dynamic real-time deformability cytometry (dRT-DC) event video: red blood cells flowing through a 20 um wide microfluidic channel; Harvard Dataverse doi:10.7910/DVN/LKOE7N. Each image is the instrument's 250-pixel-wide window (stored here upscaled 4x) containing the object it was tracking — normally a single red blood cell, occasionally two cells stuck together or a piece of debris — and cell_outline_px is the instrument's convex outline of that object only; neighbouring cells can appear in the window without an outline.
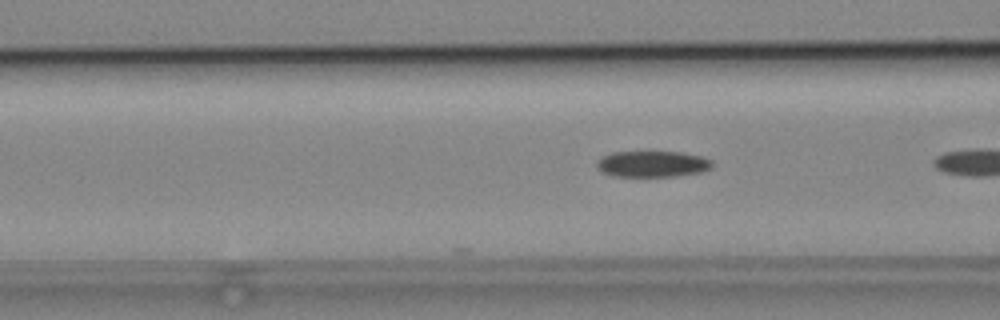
{"species": "common noctule bat (a hibernating species)", "species_latin": "Nyctalus noctula", "temperature_condition": "cold", "stored_images_in_passage": 6, "camera_frame_rate_fps": 3000, "um_per_image_px": 0.085, "animal": {"sex": "male", "body_mass_g": 19.2, "forearm_length_mm": 51.8}, "frame": {"image": 1, "passage_image": 6, "time_ms": 1.667, "image_size_px": [1000, 320], "cell_outline_px": [[712, 168], [700, 172], [676, 176], [612, 176], [600, 172], [596, 168], [596, 160], [600, 156], [612, 152], [680, 152], [700, 156], [712, 160]], "centroid_in_image_um": [55.39, 13.94], "position_along_channel_um": 111.2, "area_um2": 17.74}}